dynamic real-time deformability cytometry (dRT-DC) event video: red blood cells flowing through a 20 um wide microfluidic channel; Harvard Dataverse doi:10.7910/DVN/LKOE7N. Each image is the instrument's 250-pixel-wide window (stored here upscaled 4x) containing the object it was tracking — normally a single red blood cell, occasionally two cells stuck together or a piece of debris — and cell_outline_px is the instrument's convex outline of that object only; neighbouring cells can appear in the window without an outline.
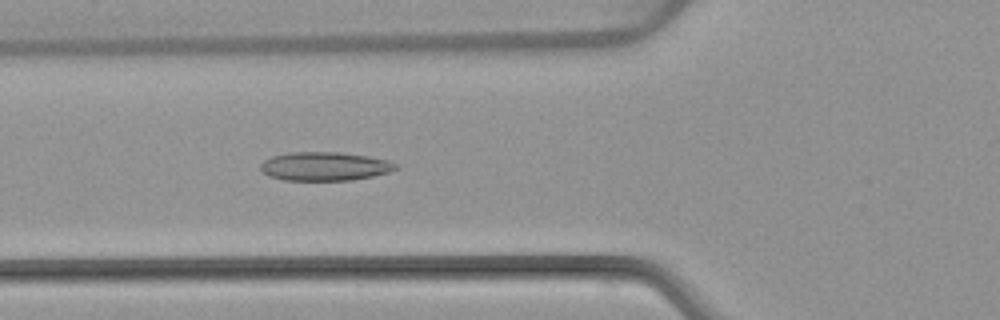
{"species": "common noctule bat (a hibernating species)", "species_latin": "Nyctalus noctula", "temperature_condition": "warm", "stored_images_in_passage": 6, "camera_frame_rate_fps": 3000, "um_per_image_px": 0.085, "animal": {"sex": "female", "body_mass_g": 22.7, "forearm_length_mm": 54.2}, "frame": {"image": 1, "passage_image": 6, "time_ms": 6.0, "image_size_px": [1000, 320], "cell_outline_px": [[400, 168], [388, 172], [372, 176], [352, 180], [284, 180], [268, 176], [260, 168], [260, 164], [264, 160], [272, 156], [288, 152], [340, 152], [368, 156], [388, 160], [396, 164]], "centroid_in_image_um": [27.59, 14.13], "position_along_channel_um": 98.2, "area_um2": 22.66}}